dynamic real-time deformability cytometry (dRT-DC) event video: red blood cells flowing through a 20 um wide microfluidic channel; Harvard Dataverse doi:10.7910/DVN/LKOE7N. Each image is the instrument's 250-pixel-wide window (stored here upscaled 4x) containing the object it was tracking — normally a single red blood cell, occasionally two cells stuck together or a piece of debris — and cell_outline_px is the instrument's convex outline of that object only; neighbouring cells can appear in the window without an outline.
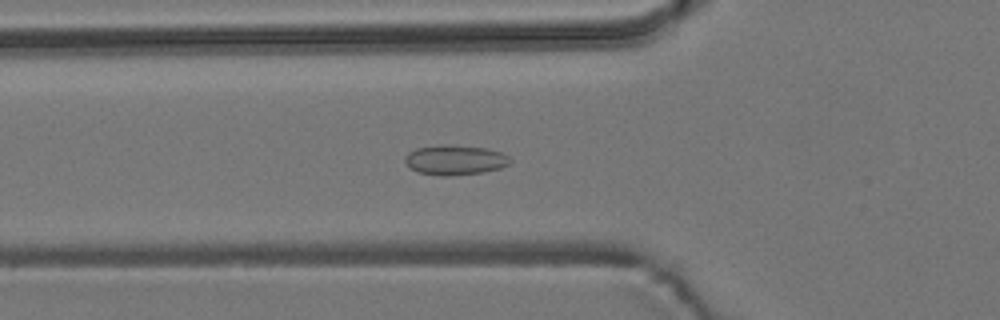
{"species": "common noctule bat (a hibernating species)", "species_latin": "Nyctalus noctula", "temperature_condition": "room temperature", "stored_images_in_passage": 40, "camera_frame_rate_fps": 3000, "um_per_image_px": 0.085, "animal": {"sex": "male", "body_mass_g": 19.2, "forearm_length_mm": 51.8}, "frame": {"image": 1, "passage_image": 4, "time_ms": 1.0, "image_size_px": [1000, 320], "cell_outline_px": [[512, 160], [508, 164], [500, 168], [484, 172], [448, 176], [444, 176], [420, 172], [412, 168], [404, 160], [404, 156], [408, 152], [416, 148], [444, 144], [488, 148], [500, 152], [508, 156]], "centroid_in_image_um": [38.69, 13.58], "position_along_channel_um": 87.1, "area_um2": 18.21}}
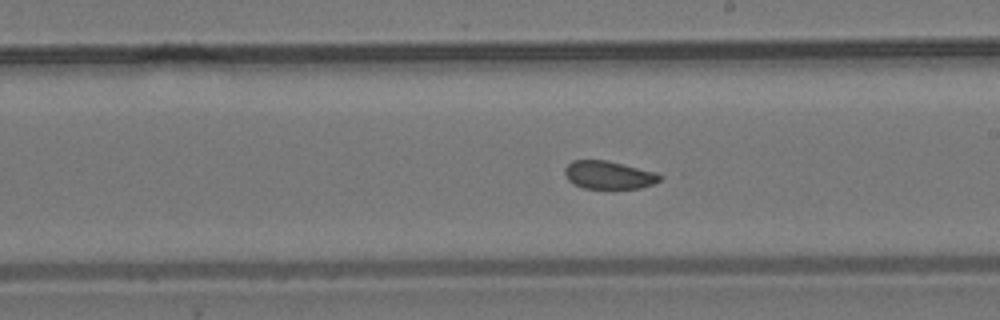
{"frame": {"image": 2, "passage_image": 16, "time_ms": 5.0, "image_size_px": [1000, 320], "cell_outline_px": [[664, 176], [660, 180], [652, 184], [640, 188], [584, 188], [572, 184], [568, 180], [564, 172], [564, 168], [572, 160], [604, 160], [656, 172]], "centroid_in_image_um": [51.72, 14.88], "position_along_channel_um": 237.3, "area_um2": 15.43}}
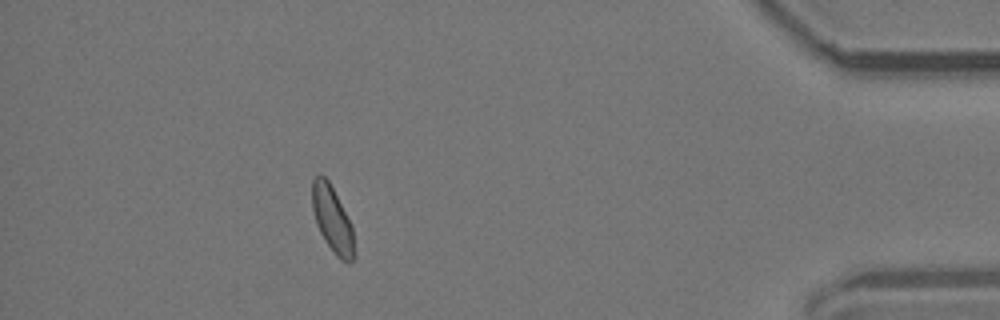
{"frame": {"image": 3, "passage_image": 34, "time_ms": 11.0, "image_size_px": [1000, 320], "cell_outline_px": [[356, 256], [348, 264], [340, 260], [336, 256], [320, 232], [316, 224], [312, 208], [312, 180], [320, 172], [328, 180], [352, 224]], "centroid_in_image_um": [28.27, 18.67], "position_along_channel_um": 406.9, "area_um2": 16.36}, "authors_computed_cell_mechanics": {"area_um2": 16.2996, "velocity_mm_per_s": 3.7412, "shape_relaxation_time_tau1_ms": null, "shape_relaxation_time_tau2_ms": 3.3724, "deformation_change_tau1": null, "deformation_change_tau2": 0.0672}}